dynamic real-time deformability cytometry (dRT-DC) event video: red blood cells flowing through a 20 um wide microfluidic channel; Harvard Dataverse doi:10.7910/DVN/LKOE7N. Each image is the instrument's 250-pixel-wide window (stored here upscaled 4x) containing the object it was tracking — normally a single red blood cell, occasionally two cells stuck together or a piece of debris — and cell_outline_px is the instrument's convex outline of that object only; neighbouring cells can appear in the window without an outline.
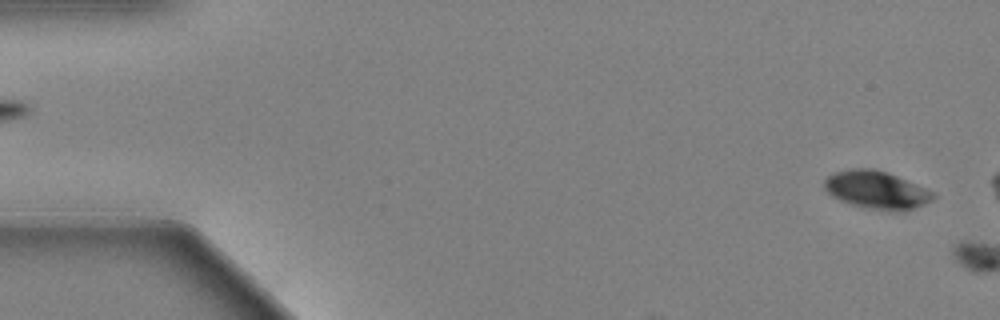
{"species": "Egyptian fruit bat (a non-hibernating species)", "species_latin": "Rousettus aegyptiacus", "temperature_condition": "warm", "stored_images_in_passage": 3, "camera_frame_rate_fps": 3000, "um_per_image_px": 0.085, "animal": {"sex": "female"}, "frame": {"image": 1, "passage_image": 2, "time_ms": 0.333, "image_size_px": [1000, 320], "cell_outline_px": [[936, 196], [904, 212], [896, 212], [864, 208], [840, 200], [832, 196], [824, 188], [824, 180], [828, 176], [836, 172], [852, 168], [872, 168], [896, 176], [924, 188], [932, 192]], "centroid_in_image_um": [74.44, 16.15], "position_along_channel_um": 10.6, "area_um2": 23.52}}